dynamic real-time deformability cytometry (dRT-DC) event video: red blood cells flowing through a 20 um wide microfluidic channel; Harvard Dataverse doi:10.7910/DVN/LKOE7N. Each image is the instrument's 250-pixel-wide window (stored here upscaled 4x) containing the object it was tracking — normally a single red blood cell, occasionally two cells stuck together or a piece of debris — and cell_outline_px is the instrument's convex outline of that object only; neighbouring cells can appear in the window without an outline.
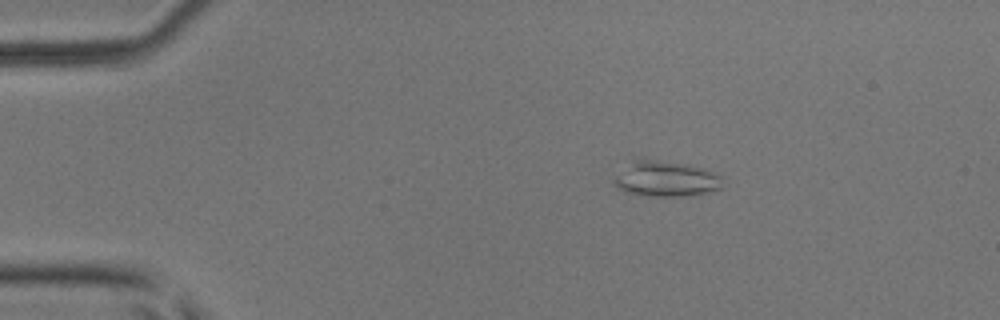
{"species": "common noctule bat (a hibernating species)", "species_latin": "Nyctalus noctula", "temperature_condition": "room temperature", "stored_images_in_passage": 5, "camera_frame_rate_fps": 3000, "um_per_image_px": 0.085, "animal": {"sex": "male", "body_mass_g": 17.9, "forearm_length_mm": 54.2}, "frame": {"image": 1, "passage_image": 3, "time_ms": 0.667, "image_size_px": [1000, 320], "cell_outline_px": [[724, 188], [692, 196], [644, 196], [628, 192], [616, 188], [612, 184], [612, 180], [616, 176], [636, 160], [656, 160], [688, 164], [708, 168], [716, 172], [720, 176]], "centroid_in_image_um": [56.69, 15.23], "position_along_channel_um": 28.3, "area_um2": 22.54}}